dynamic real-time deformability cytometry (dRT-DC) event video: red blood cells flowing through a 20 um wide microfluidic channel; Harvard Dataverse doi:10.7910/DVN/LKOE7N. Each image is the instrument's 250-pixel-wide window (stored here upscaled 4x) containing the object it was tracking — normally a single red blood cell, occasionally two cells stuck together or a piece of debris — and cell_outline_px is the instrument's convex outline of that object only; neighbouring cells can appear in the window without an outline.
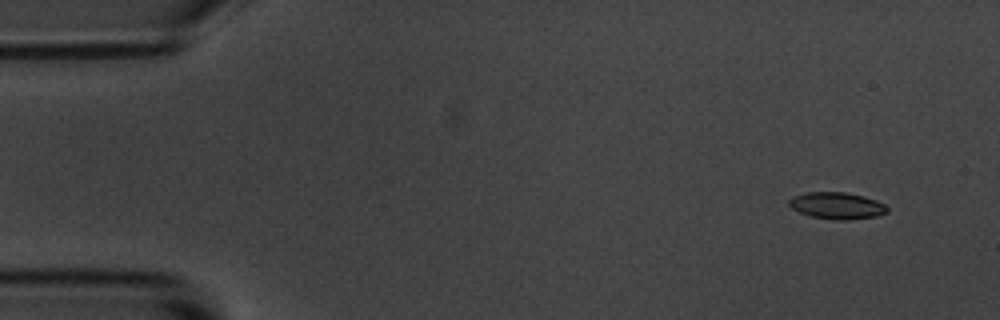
{"species": "common noctule bat (a hibernating species)", "species_latin": "Nyctalus noctula", "temperature_condition": "room temperature", "stored_images_in_passage": 6, "segment_of_instrument_passage": [1, 2], "camera_frame_rate_fps": 3000, "um_per_image_px": 0.085, "animal": {"sex": "male", "body_mass_g": 20.1, "forearm_length_mm": 53.5}, "frame": {"image": 1, "passage_image": 2, "time_ms": 0.333, "image_size_px": [1000, 320], "cell_outline_px": [[888, 212], [876, 216], [844, 220], [836, 220], [812, 216], [800, 212], [792, 208], [788, 204], [788, 200], [792, 196], [808, 192], [844, 192], [864, 196], [876, 200], [884, 204], [888, 208]], "centroid_in_image_um": [71.13, 17.47], "position_along_channel_um": 13.9, "area_um2": 15.2}}